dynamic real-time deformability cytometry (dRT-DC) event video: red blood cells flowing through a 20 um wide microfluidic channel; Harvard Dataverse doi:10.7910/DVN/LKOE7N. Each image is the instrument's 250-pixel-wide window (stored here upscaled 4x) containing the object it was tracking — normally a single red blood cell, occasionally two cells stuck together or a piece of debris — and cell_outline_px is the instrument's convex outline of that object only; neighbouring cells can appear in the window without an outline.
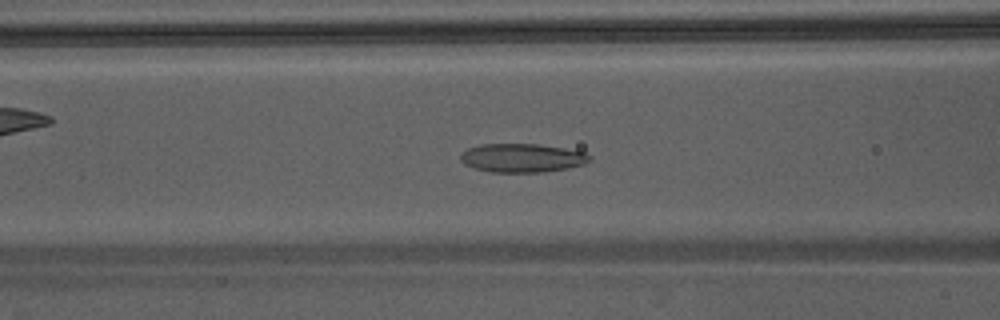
{"species": "Egyptian fruit bat (a non-hibernating species)", "species_latin": "Rousettus aegyptiacus", "temperature_condition": "warm", "stored_images_in_passage": 49, "camera_frame_rate_fps": 3000, "um_per_image_px": 0.085, "animal": {"sex": "male"}, "frame": {"image": 1, "passage_image": 22, "time_ms": 7.0, "image_size_px": [1000, 320], "cell_outline_px": [[592, 160], [584, 164], [568, 168], [544, 172], [488, 172], [464, 164], [460, 160], [460, 156], [468, 148], [480, 144], [536, 144], [564, 148], [584, 152], [592, 156]], "centroid_in_image_um": [44.4, 13.43], "position_along_channel_um": 122.2, "area_um2": 21.62}}
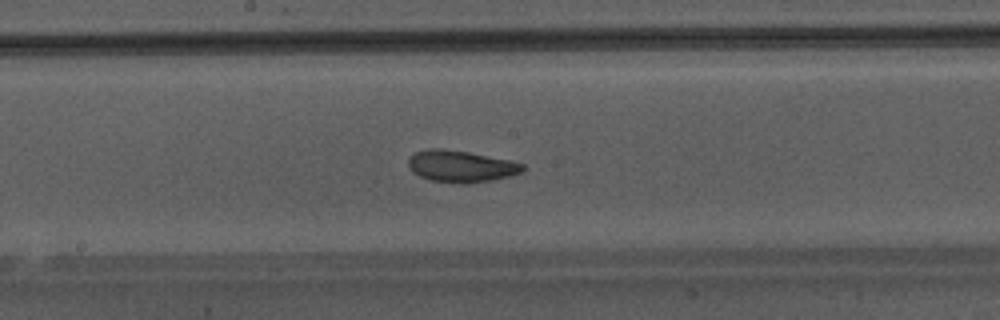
{"frame": {"image": 2, "passage_image": 28, "time_ms": 9.0, "image_size_px": [1000, 320], "cell_outline_px": [[524, 168], [520, 172], [508, 176], [492, 180], [464, 184], [460, 184], [432, 180], [420, 176], [412, 172], [408, 164], [408, 160], [416, 152], [428, 148], [444, 148], [468, 152], [508, 160], [524, 164]], "centroid_in_image_um": [39.15, 14.13], "position_along_channel_um": 209.1, "area_um2": 20.92}}
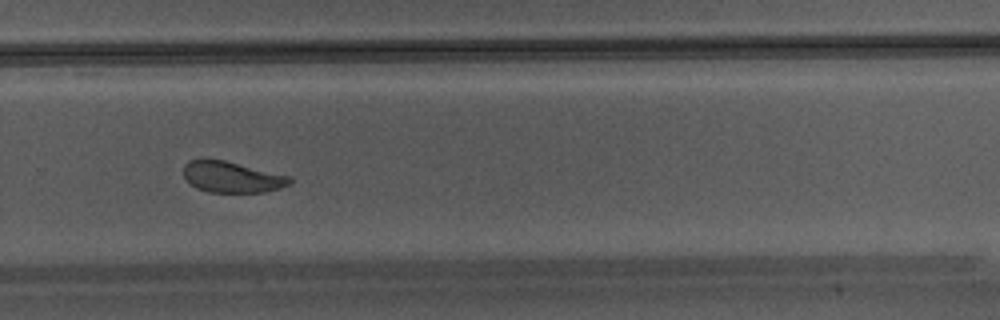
{"frame": {"image": 3, "passage_image": 35, "time_ms": 11.333, "image_size_px": [1000, 320], "cell_outline_px": [[292, 184], [280, 188], [264, 192], [208, 192], [196, 188], [184, 176], [184, 164], [188, 160], [204, 156], [224, 160], [292, 176]], "centroid_in_image_um": [19.71, 15.01], "position_along_channel_um": 310.1, "area_um2": 19.71}}